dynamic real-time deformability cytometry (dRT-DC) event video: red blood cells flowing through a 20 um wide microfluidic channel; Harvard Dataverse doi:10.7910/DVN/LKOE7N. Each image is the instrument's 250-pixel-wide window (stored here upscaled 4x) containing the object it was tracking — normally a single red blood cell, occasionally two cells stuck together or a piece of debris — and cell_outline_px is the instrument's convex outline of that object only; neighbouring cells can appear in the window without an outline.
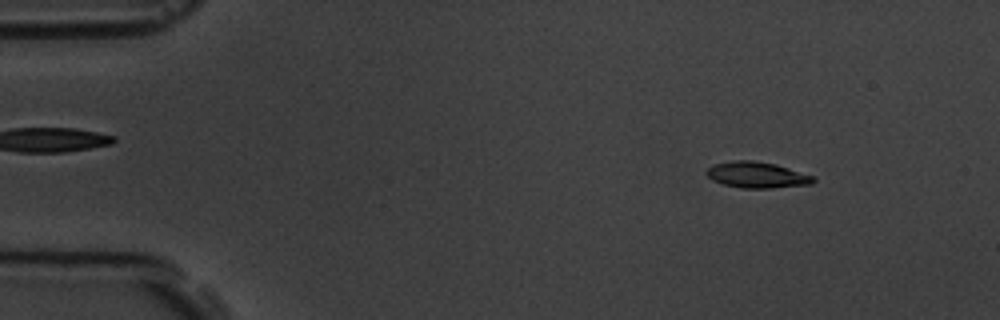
{"species": "common noctule bat (a hibernating species)", "species_latin": "Nyctalus noctula", "temperature_condition": "room temperature", "stored_images_in_passage": 4, "camera_frame_rate_fps": 3000, "um_per_image_px": 0.085, "animal": {"sex": "male", "body_mass_g": 19.5, "forearm_length_mm": 54.6}, "frame": {"image": 1, "passage_image": 2, "time_ms": 1.0, "image_size_px": [1000, 320], "cell_outline_px": [[816, 180], [812, 184], [768, 188], [740, 188], [724, 184], [712, 180], [704, 172], [708, 168], [716, 164], [732, 160], [752, 160], [776, 164], [816, 176]], "centroid_in_image_um": [64.37, 14.86], "position_along_channel_um": 20.6, "area_um2": 16.3}}